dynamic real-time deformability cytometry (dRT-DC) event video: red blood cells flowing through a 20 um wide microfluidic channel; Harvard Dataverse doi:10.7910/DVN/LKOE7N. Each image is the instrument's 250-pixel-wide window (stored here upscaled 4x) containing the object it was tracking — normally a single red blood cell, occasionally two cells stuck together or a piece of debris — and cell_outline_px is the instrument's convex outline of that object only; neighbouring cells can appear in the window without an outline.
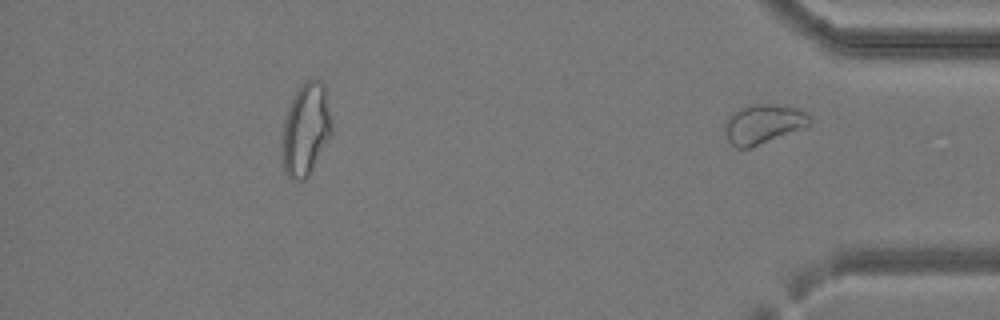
{"species": "common noctule bat (a hibernating species)", "species_latin": "Nyctalus noctula", "temperature_condition": "cold", "stored_images_in_passage": 38, "segment_of_instrument_passage": [2, 2], "camera_frame_rate_fps": 3000, "um_per_image_px": 0.085, "animal": {"sex": "female", "body_mass_g": 24.6, "forearm_length_mm": 56.2}, "frame": {"image": 1, "passage_image": 38, "time_ms": 12.333, "image_size_px": [1000, 320], "cell_outline_px": [[812, 124], [804, 128], [752, 148], [736, 148], [728, 140], [724, 128], [724, 124], [728, 116], [740, 108], [752, 104], [776, 104], [796, 108], [804, 112], [812, 120]], "centroid_in_image_um": [64.88, 10.55], "position_along_channel_um": 370.3, "area_um2": 19.65}}